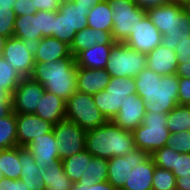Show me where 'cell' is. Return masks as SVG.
<instances>
[{
  "mask_svg": "<svg viewBox=\"0 0 190 190\" xmlns=\"http://www.w3.org/2000/svg\"><path fill=\"white\" fill-rule=\"evenodd\" d=\"M36 17H39V34L42 37H53V25L56 18V12L37 11Z\"/></svg>",
  "mask_w": 190,
  "mask_h": 190,
  "instance_id": "7bdbcfd3",
  "label": "cell"
},
{
  "mask_svg": "<svg viewBox=\"0 0 190 190\" xmlns=\"http://www.w3.org/2000/svg\"><path fill=\"white\" fill-rule=\"evenodd\" d=\"M178 105H190V78L178 77Z\"/></svg>",
  "mask_w": 190,
  "mask_h": 190,
  "instance_id": "f6af8a7d",
  "label": "cell"
},
{
  "mask_svg": "<svg viewBox=\"0 0 190 190\" xmlns=\"http://www.w3.org/2000/svg\"><path fill=\"white\" fill-rule=\"evenodd\" d=\"M33 8L37 11L57 12L62 4V0H33Z\"/></svg>",
  "mask_w": 190,
  "mask_h": 190,
  "instance_id": "7dc6e473",
  "label": "cell"
},
{
  "mask_svg": "<svg viewBox=\"0 0 190 190\" xmlns=\"http://www.w3.org/2000/svg\"><path fill=\"white\" fill-rule=\"evenodd\" d=\"M135 147L152 155L167 146L170 135L167 114L146 112L143 123L132 131Z\"/></svg>",
  "mask_w": 190,
  "mask_h": 190,
  "instance_id": "3957f363",
  "label": "cell"
},
{
  "mask_svg": "<svg viewBox=\"0 0 190 190\" xmlns=\"http://www.w3.org/2000/svg\"><path fill=\"white\" fill-rule=\"evenodd\" d=\"M0 190H28V188L20 179L13 180L3 177L0 180Z\"/></svg>",
  "mask_w": 190,
  "mask_h": 190,
  "instance_id": "f907efd6",
  "label": "cell"
},
{
  "mask_svg": "<svg viewBox=\"0 0 190 190\" xmlns=\"http://www.w3.org/2000/svg\"><path fill=\"white\" fill-rule=\"evenodd\" d=\"M176 188L178 190H190V174L176 178Z\"/></svg>",
  "mask_w": 190,
  "mask_h": 190,
  "instance_id": "db71d44e",
  "label": "cell"
},
{
  "mask_svg": "<svg viewBox=\"0 0 190 190\" xmlns=\"http://www.w3.org/2000/svg\"><path fill=\"white\" fill-rule=\"evenodd\" d=\"M182 7L184 9V12L190 16V0H185L182 3Z\"/></svg>",
  "mask_w": 190,
  "mask_h": 190,
  "instance_id": "680465c9",
  "label": "cell"
},
{
  "mask_svg": "<svg viewBox=\"0 0 190 190\" xmlns=\"http://www.w3.org/2000/svg\"><path fill=\"white\" fill-rule=\"evenodd\" d=\"M2 57L22 78L31 77L35 65L34 56L28 51L22 39L15 36L6 38Z\"/></svg>",
  "mask_w": 190,
  "mask_h": 190,
  "instance_id": "7c38bea8",
  "label": "cell"
},
{
  "mask_svg": "<svg viewBox=\"0 0 190 190\" xmlns=\"http://www.w3.org/2000/svg\"><path fill=\"white\" fill-rule=\"evenodd\" d=\"M176 188V177L172 171L155 167L152 190H172Z\"/></svg>",
  "mask_w": 190,
  "mask_h": 190,
  "instance_id": "f35d334b",
  "label": "cell"
},
{
  "mask_svg": "<svg viewBox=\"0 0 190 190\" xmlns=\"http://www.w3.org/2000/svg\"><path fill=\"white\" fill-rule=\"evenodd\" d=\"M90 10V7L75 5L73 1H62L58 11L67 19L68 23L70 24L71 33H77L78 31L87 27V16Z\"/></svg>",
  "mask_w": 190,
  "mask_h": 190,
  "instance_id": "f1b7e54d",
  "label": "cell"
},
{
  "mask_svg": "<svg viewBox=\"0 0 190 190\" xmlns=\"http://www.w3.org/2000/svg\"><path fill=\"white\" fill-rule=\"evenodd\" d=\"M17 146L26 147L35 138L52 132L54 124L35 114H16Z\"/></svg>",
  "mask_w": 190,
  "mask_h": 190,
  "instance_id": "5bb4252c",
  "label": "cell"
},
{
  "mask_svg": "<svg viewBox=\"0 0 190 190\" xmlns=\"http://www.w3.org/2000/svg\"><path fill=\"white\" fill-rule=\"evenodd\" d=\"M6 38L0 35V56H2Z\"/></svg>",
  "mask_w": 190,
  "mask_h": 190,
  "instance_id": "91938a15",
  "label": "cell"
},
{
  "mask_svg": "<svg viewBox=\"0 0 190 190\" xmlns=\"http://www.w3.org/2000/svg\"><path fill=\"white\" fill-rule=\"evenodd\" d=\"M184 41H190V16L182 8L174 17L171 28L162 35V44L175 50Z\"/></svg>",
  "mask_w": 190,
  "mask_h": 190,
  "instance_id": "603a6c76",
  "label": "cell"
},
{
  "mask_svg": "<svg viewBox=\"0 0 190 190\" xmlns=\"http://www.w3.org/2000/svg\"><path fill=\"white\" fill-rule=\"evenodd\" d=\"M72 1L75 3V5L93 8L102 0H72Z\"/></svg>",
  "mask_w": 190,
  "mask_h": 190,
  "instance_id": "9f6ffc18",
  "label": "cell"
},
{
  "mask_svg": "<svg viewBox=\"0 0 190 190\" xmlns=\"http://www.w3.org/2000/svg\"><path fill=\"white\" fill-rule=\"evenodd\" d=\"M12 95L5 89H0V118L12 112Z\"/></svg>",
  "mask_w": 190,
  "mask_h": 190,
  "instance_id": "c3c4849f",
  "label": "cell"
},
{
  "mask_svg": "<svg viewBox=\"0 0 190 190\" xmlns=\"http://www.w3.org/2000/svg\"><path fill=\"white\" fill-rule=\"evenodd\" d=\"M113 13L112 38L115 42H124L135 26L146 15V11L132 0H107Z\"/></svg>",
  "mask_w": 190,
  "mask_h": 190,
  "instance_id": "52a82bcc",
  "label": "cell"
},
{
  "mask_svg": "<svg viewBox=\"0 0 190 190\" xmlns=\"http://www.w3.org/2000/svg\"><path fill=\"white\" fill-rule=\"evenodd\" d=\"M3 178V174H2V172H1V170H0V180Z\"/></svg>",
  "mask_w": 190,
  "mask_h": 190,
  "instance_id": "6125c7cd",
  "label": "cell"
},
{
  "mask_svg": "<svg viewBox=\"0 0 190 190\" xmlns=\"http://www.w3.org/2000/svg\"><path fill=\"white\" fill-rule=\"evenodd\" d=\"M151 156L157 167L169 171L174 170L175 151L168 146L158 149Z\"/></svg>",
  "mask_w": 190,
  "mask_h": 190,
  "instance_id": "60d3db41",
  "label": "cell"
},
{
  "mask_svg": "<svg viewBox=\"0 0 190 190\" xmlns=\"http://www.w3.org/2000/svg\"><path fill=\"white\" fill-rule=\"evenodd\" d=\"M177 67L175 50L167 49L162 43L147 54L146 68L161 76L176 74Z\"/></svg>",
  "mask_w": 190,
  "mask_h": 190,
  "instance_id": "ac0fdd59",
  "label": "cell"
},
{
  "mask_svg": "<svg viewBox=\"0 0 190 190\" xmlns=\"http://www.w3.org/2000/svg\"><path fill=\"white\" fill-rule=\"evenodd\" d=\"M45 88L31 77L22 78L12 93V111L16 114H34L43 99Z\"/></svg>",
  "mask_w": 190,
  "mask_h": 190,
  "instance_id": "30bf717a",
  "label": "cell"
},
{
  "mask_svg": "<svg viewBox=\"0 0 190 190\" xmlns=\"http://www.w3.org/2000/svg\"><path fill=\"white\" fill-rule=\"evenodd\" d=\"M147 54L140 53L124 42H115L105 70L111 77L135 78L146 68Z\"/></svg>",
  "mask_w": 190,
  "mask_h": 190,
  "instance_id": "5b68a950",
  "label": "cell"
},
{
  "mask_svg": "<svg viewBox=\"0 0 190 190\" xmlns=\"http://www.w3.org/2000/svg\"><path fill=\"white\" fill-rule=\"evenodd\" d=\"M53 133L58 144L59 160L85 151L86 131L76 123L64 120L54 125Z\"/></svg>",
  "mask_w": 190,
  "mask_h": 190,
  "instance_id": "9c48e42d",
  "label": "cell"
},
{
  "mask_svg": "<svg viewBox=\"0 0 190 190\" xmlns=\"http://www.w3.org/2000/svg\"><path fill=\"white\" fill-rule=\"evenodd\" d=\"M161 75L155 73L153 70L145 68L134 78L137 92L136 94L141 98L150 95L161 81Z\"/></svg>",
  "mask_w": 190,
  "mask_h": 190,
  "instance_id": "d590c367",
  "label": "cell"
},
{
  "mask_svg": "<svg viewBox=\"0 0 190 190\" xmlns=\"http://www.w3.org/2000/svg\"><path fill=\"white\" fill-rule=\"evenodd\" d=\"M58 147L52 131L35 138L25 148L34 156L36 165L46 170L49 164L54 165L59 160Z\"/></svg>",
  "mask_w": 190,
  "mask_h": 190,
  "instance_id": "2e32d148",
  "label": "cell"
},
{
  "mask_svg": "<svg viewBox=\"0 0 190 190\" xmlns=\"http://www.w3.org/2000/svg\"><path fill=\"white\" fill-rule=\"evenodd\" d=\"M108 176V159L99 156H92L87 166L86 173L78 181L83 185L92 186L96 183L107 181Z\"/></svg>",
  "mask_w": 190,
  "mask_h": 190,
  "instance_id": "1f68e13d",
  "label": "cell"
},
{
  "mask_svg": "<svg viewBox=\"0 0 190 190\" xmlns=\"http://www.w3.org/2000/svg\"><path fill=\"white\" fill-rule=\"evenodd\" d=\"M45 190H72L73 182L63 171L62 160H58L54 165L49 164L47 169H40Z\"/></svg>",
  "mask_w": 190,
  "mask_h": 190,
  "instance_id": "83f0119b",
  "label": "cell"
},
{
  "mask_svg": "<svg viewBox=\"0 0 190 190\" xmlns=\"http://www.w3.org/2000/svg\"><path fill=\"white\" fill-rule=\"evenodd\" d=\"M85 150L92 156L105 159L124 156L136 149L133 134L107 121L86 132Z\"/></svg>",
  "mask_w": 190,
  "mask_h": 190,
  "instance_id": "7a4b0ae2",
  "label": "cell"
},
{
  "mask_svg": "<svg viewBox=\"0 0 190 190\" xmlns=\"http://www.w3.org/2000/svg\"><path fill=\"white\" fill-rule=\"evenodd\" d=\"M172 173L176 178L190 174V154H182L175 151L174 170Z\"/></svg>",
  "mask_w": 190,
  "mask_h": 190,
  "instance_id": "ee69618b",
  "label": "cell"
},
{
  "mask_svg": "<svg viewBox=\"0 0 190 190\" xmlns=\"http://www.w3.org/2000/svg\"><path fill=\"white\" fill-rule=\"evenodd\" d=\"M78 66L74 56L55 62L35 63L31 78L65 102L77 91Z\"/></svg>",
  "mask_w": 190,
  "mask_h": 190,
  "instance_id": "6da1fadb",
  "label": "cell"
},
{
  "mask_svg": "<svg viewBox=\"0 0 190 190\" xmlns=\"http://www.w3.org/2000/svg\"><path fill=\"white\" fill-rule=\"evenodd\" d=\"M72 190H117V189L114 188L108 181H104L101 183L93 184L90 187L86 186V184L83 185L81 183L75 182L73 183Z\"/></svg>",
  "mask_w": 190,
  "mask_h": 190,
  "instance_id": "816d5d0a",
  "label": "cell"
},
{
  "mask_svg": "<svg viewBox=\"0 0 190 190\" xmlns=\"http://www.w3.org/2000/svg\"><path fill=\"white\" fill-rule=\"evenodd\" d=\"M66 120L76 123L86 132L108 121L97 108L93 95L80 91L66 101Z\"/></svg>",
  "mask_w": 190,
  "mask_h": 190,
  "instance_id": "8992f818",
  "label": "cell"
},
{
  "mask_svg": "<svg viewBox=\"0 0 190 190\" xmlns=\"http://www.w3.org/2000/svg\"><path fill=\"white\" fill-rule=\"evenodd\" d=\"M176 75L178 77L190 78V62L184 64H178Z\"/></svg>",
  "mask_w": 190,
  "mask_h": 190,
  "instance_id": "11a10c76",
  "label": "cell"
},
{
  "mask_svg": "<svg viewBox=\"0 0 190 190\" xmlns=\"http://www.w3.org/2000/svg\"><path fill=\"white\" fill-rule=\"evenodd\" d=\"M17 146L16 113L0 118V150Z\"/></svg>",
  "mask_w": 190,
  "mask_h": 190,
  "instance_id": "836d02e7",
  "label": "cell"
},
{
  "mask_svg": "<svg viewBox=\"0 0 190 190\" xmlns=\"http://www.w3.org/2000/svg\"><path fill=\"white\" fill-rule=\"evenodd\" d=\"M167 146L182 154H190V131L170 133Z\"/></svg>",
  "mask_w": 190,
  "mask_h": 190,
  "instance_id": "ab89813d",
  "label": "cell"
},
{
  "mask_svg": "<svg viewBox=\"0 0 190 190\" xmlns=\"http://www.w3.org/2000/svg\"><path fill=\"white\" fill-rule=\"evenodd\" d=\"M77 91L94 95L105 90L111 76L105 69L78 68Z\"/></svg>",
  "mask_w": 190,
  "mask_h": 190,
  "instance_id": "d6986e66",
  "label": "cell"
},
{
  "mask_svg": "<svg viewBox=\"0 0 190 190\" xmlns=\"http://www.w3.org/2000/svg\"><path fill=\"white\" fill-rule=\"evenodd\" d=\"M155 163L147 152L133 150L132 173L122 190H152Z\"/></svg>",
  "mask_w": 190,
  "mask_h": 190,
  "instance_id": "8fae6325",
  "label": "cell"
},
{
  "mask_svg": "<svg viewBox=\"0 0 190 190\" xmlns=\"http://www.w3.org/2000/svg\"><path fill=\"white\" fill-rule=\"evenodd\" d=\"M145 115V101L137 94H131L111 121L122 129L132 132L143 123Z\"/></svg>",
  "mask_w": 190,
  "mask_h": 190,
  "instance_id": "9a60e30c",
  "label": "cell"
},
{
  "mask_svg": "<svg viewBox=\"0 0 190 190\" xmlns=\"http://www.w3.org/2000/svg\"><path fill=\"white\" fill-rule=\"evenodd\" d=\"M135 4L147 11L151 8L167 4L169 0H132Z\"/></svg>",
  "mask_w": 190,
  "mask_h": 190,
  "instance_id": "f5cc1de1",
  "label": "cell"
},
{
  "mask_svg": "<svg viewBox=\"0 0 190 190\" xmlns=\"http://www.w3.org/2000/svg\"><path fill=\"white\" fill-rule=\"evenodd\" d=\"M167 128L170 133L190 131V107L177 105L167 114Z\"/></svg>",
  "mask_w": 190,
  "mask_h": 190,
  "instance_id": "e575fe53",
  "label": "cell"
},
{
  "mask_svg": "<svg viewBox=\"0 0 190 190\" xmlns=\"http://www.w3.org/2000/svg\"><path fill=\"white\" fill-rule=\"evenodd\" d=\"M91 157L92 155L85 150L62 160L63 171L73 183L78 182L83 173H86Z\"/></svg>",
  "mask_w": 190,
  "mask_h": 190,
  "instance_id": "d6a6232c",
  "label": "cell"
},
{
  "mask_svg": "<svg viewBox=\"0 0 190 190\" xmlns=\"http://www.w3.org/2000/svg\"><path fill=\"white\" fill-rule=\"evenodd\" d=\"M136 92L134 78L111 77L105 90L94 94L93 100L104 117L111 121L118 114L127 97Z\"/></svg>",
  "mask_w": 190,
  "mask_h": 190,
  "instance_id": "277c9868",
  "label": "cell"
},
{
  "mask_svg": "<svg viewBox=\"0 0 190 190\" xmlns=\"http://www.w3.org/2000/svg\"><path fill=\"white\" fill-rule=\"evenodd\" d=\"M76 33H71V27L67 19L59 12H56V18L53 25V37L71 45Z\"/></svg>",
  "mask_w": 190,
  "mask_h": 190,
  "instance_id": "74e56055",
  "label": "cell"
},
{
  "mask_svg": "<svg viewBox=\"0 0 190 190\" xmlns=\"http://www.w3.org/2000/svg\"><path fill=\"white\" fill-rule=\"evenodd\" d=\"M124 43L140 53L148 54L162 43V34L146 14Z\"/></svg>",
  "mask_w": 190,
  "mask_h": 190,
  "instance_id": "4fadbf2b",
  "label": "cell"
},
{
  "mask_svg": "<svg viewBox=\"0 0 190 190\" xmlns=\"http://www.w3.org/2000/svg\"><path fill=\"white\" fill-rule=\"evenodd\" d=\"M113 45H99L81 51L75 61L78 68L105 69Z\"/></svg>",
  "mask_w": 190,
  "mask_h": 190,
  "instance_id": "484cf974",
  "label": "cell"
},
{
  "mask_svg": "<svg viewBox=\"0 0 190 190\" xmlns=\"http://www.w3.org/2000/svg\"><path fill=\"white\" fill-rule=\"evenodd\" d=\"M34 114L55 125L66 120V102L45 90L43 99Z\"/></svg>",
  "mask_w": 190,
  "mask_h": 190,
  "instance_id": "44dd1931",
  "label": "cell"
},
{
  "mask_svg": "<svg viewBox=\"0 0 190 190\" xmlns=\"http://www.w3.org/2000/svg\"><path fill=\"white\" fill-rule=\"evenodd\" d=\"M182 4L168 2L159 7L151 8L146 11L154 26L163 35L173 25L174 17L182 9Z\"/></svg>",
  "mask_w": 190,
  "mask_h": 190,
  "instance_id": "4316f807",
  "label": "cell"
},
{
  "mask_svg": "<svg viewBox=\"0 0 190 190\" xmlns=\"http://www.w3.org/2000/svg\"><path fill=\"white\" fill-rule=\"evenodd\" d=\"M115 41L112 38L111 31L93 30L90 27L78 31L70 45L72 56L76 57L81 51L90 49L96 44L113 45Z\"/></svg>",
  "mask_w": 190,
  "mask_h": 190,
  "instance_id": "ffe728a7",
  "label": "cell"
},
{
  "mask_svg": "<svg viewBox=\"0 0 190 190\" xmlns=\"http://www.w3.org/2000/svg\"><path fill=\"white\" fill-rule=\"evenodd\" d=\"M16 14L13 9L0 8V35L5 38L14 36Z\"/></svg>",
  "mask_w": 190,
  "mask_h": 190,
  "instance_id": "b9f144b4",
  "label": "cell"
},
{
  "mask_svg": "<svg viewBox=\"0 0 190 190\" xmlns=\"http://www.w3.org/2000/svg\"><path fill=\"white\" fill-rule=\"evenodd\" d=\"M33 0H17V3L14 4V12L16 16H30L34 15L37 10L33 8Z\"/></svg>",
  "mask_w": 190,
  "mask_h": 190,
  "instance_id": "bcb514c9",
  "label": "cell"
},
{
  "mask_svg": "<svg viewBox=\"0 0 190 190\" xmlns=\"http://www.w3.org/2000/svg\"><path fill=\"white\" fill-rule=\"evenodd\" d=\"M19 156L22 165L20 180L24 182L28 190H45L41 168L36 165L34 156L25 147L20 146Z\"/></svg>",
  "mask_w": 190,
  "mask_h": 190,
  "instance_id": "7402d4cb",
  "label": "cell"
},
{
  "mask_svg": "<svg viewBox=\"0 0 190 190\" xmlns=\"http://www.w3.org/2000/svg\"><path fill=\"white\" fill-rule=\"evenodd\" d=\"M87 17V27H90L93 30L112 31L113 13L107 0H102L91 8Z\"/></svg>",
  "mask_w": 190,
  "mask_h": 190,
  "instance_id": "f546056e",
  "label": "cell"
},
{
  "mask_svg": "<svg viewBox=\"0 0 190 190\" xmlns=\"http://www.w3.org/2000/svg\"><path fill=\"white\" fill-rule=\"evenodd\" d=\"M133 151L124 156L108 159L107 181L117 190H122L132 173Z\"/></svg>",
  "mask_w": 190,
  "mask_h": 190,
  "instance_id": "d4e9b609",
  "label": "cell"
},
{
  "mask_svg": "<svg viewBox=\"0 0 190 190\" xmlns=\"http://www.w3.org/2000/svg\"><path fill=\"white\" fill-rule=\"evenodd\" d=\"M70 45L54 37H43L40 41L34 62H55L70 57Z\"/></svg>",
  "mask_w": 190,
  "mask_h": 190,
  "instance_id": "cb8c5ba5",
  "label": "cell"
},
{
  "mask_svg": "<svg viewBox=\"0 0 190 190\" xmlns=\"http://www.w3.org/2000/svg\"><path fill=\"white\" fill-rule=\"evenodd\" d=\"M176 56L178 60V64H184L190 62V41H184L177 45L176 49Z\"/></svg>",
  "mask_w": 190,
  "mask_h": 190,
  "instance_id": "681fc988",
  "label": "cell"
},
{
  "mask_svg": "<svg viewBox=\"0 0 190 190\" xmlns=\"http://www.w3.org/2000/svg\"><path fill=\"white\" fill-rule=\"evenodd\" d=\"M17 0H0V8L13 9Z\"/></svg>",
  "mask_w": 190,
  "mask_h": 190,
  "instance_id": "6f0895ef",
  "label": "cell"
},
{
  "mask_svg": "<svg viewBox=\"0 0 190 190\" xmlns=\"http://www.w3.org/2000/svg\"><path fill=\"white\" fill-rule=\"evenodd\" d=\"M185 0H169V2L182 4Z\"/></svg>",
  "mask_w": 190,
  "mask_h": 190,
  "instance_id": "94428289",
  "label": "cell"
},
{
  "mask_svg": "<svg viewBox=\"0 0 190 190\" xmlns=\"http://www.w3.org/2000/svg\"><path fill=\"white\" fill-rule=\"evenodd\" d=\"M21 80L16 69L11 68L7 60L0 56V89H5L12 95Z\"/></svg>",
  "mask_w": 190,
  "mask_h": 190,
  "instance_id": "8d00e7d4",
  "label": "cell"
},
{
  "mask_svg": "<svg viewBox=\"0 0 190 190\" xmlns=\"http://www.w3.org/2000/svg\"><path fill=\"white\" fill-rule=\"evenodd\" d=\"M0 170L6 179H20L22 165L19 156V146L0 150Z\"/></svg>",
  "mask_w": 190,
  "mask_h": 190,
  "instance_id": "4dcf8cb0",
  "label": "cell"
},
{
  "mask_svg": "<svg viewBox=\"0 0 190 190\" xmlns=\"http://www.w3.org/2000/svg\"><path fill=\"white\" fill-rule=\"evenodd\" d=\"M14 36L22 39L28 51L35 56L43 38L39 34V17L34 15L16 16L14 24Z\"/></svg>",
  "mask_w": 190,
  "mask_h": 190,
  "instance_id": "e0dca14e",
  "label": "cell"
},
{
  "mask_svg": "<svg viewBox=\"0 0 190 190\" xmlns=\"http://www.w3.org/2000/svg\"><path fill=\"white\" fill-rule=\"evenodd\" d=\"M179 82L176 74L161 77L155 90L142 99L146 103V112L168 114L178 105Z\"/></svg>",
  "mask_w": 190,
  "mask_h": 190,
  "instance_id": "ba28073f",
  "label": "cell"
}]
</instances>
